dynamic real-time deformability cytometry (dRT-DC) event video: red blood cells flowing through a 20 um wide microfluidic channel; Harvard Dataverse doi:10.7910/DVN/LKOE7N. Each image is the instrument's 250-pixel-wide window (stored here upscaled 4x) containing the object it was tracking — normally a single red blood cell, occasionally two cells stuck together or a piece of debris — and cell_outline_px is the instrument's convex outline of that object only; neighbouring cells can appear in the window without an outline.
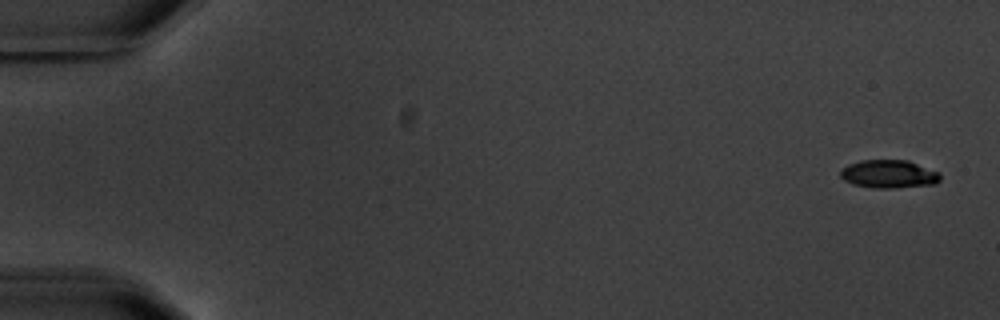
{"species": "common noctule bat (a hibernating species)", "species_latin": "Nyctalus noctula", "temperature_condition": "warm", "stored_images_in_passage": 9, "camera_frame_rate_fps": 3000, "um_per_image_px": 0.085, "animal": {"sex": "male", "body_mass_g": 20.1, "forearm_length_mm": 53.5}, "frame": {"image": 1, "passage_image": 1, "time_ms": 0.0, "image_size_px": [1000, 320], "cell_outline_px": [[940, 180], [936, 184], [892, 188], [876, 188], [852, 184], [844, 180], [840, 176], [840, 168], [848, 164], [860, 160], [908, 160], [940, 172]], "centroid_in_image_um": [75.54, 14.79], "position_along_channel_um": 9.5, "area_um2": 16.53}}
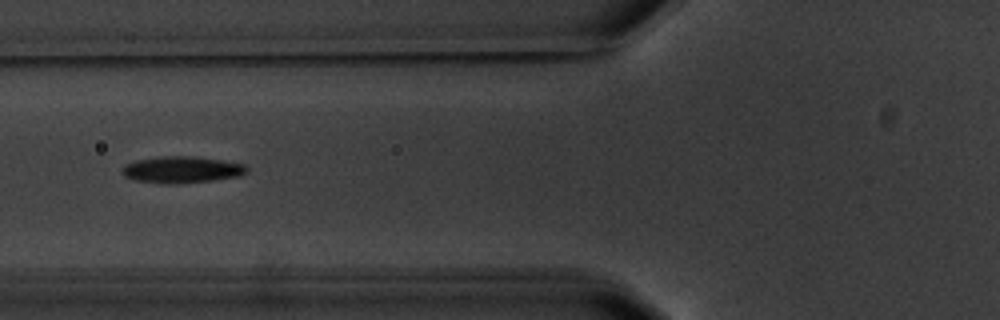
{"frame": {"image": 2, "passage_image": 6, "time_ms": 7.0, "image_size_px": [1000, 320], "cell_outline_px": [[248, 168], [240, 176], [212, 180], [168, 184], [164, 184], [136, 180], [124, 176], [120, 172], [124, 164], [136, 160], [164, 156], [196, 156], [244, 164]], "centroid_in_image_um": [15.4, 14.41], "position_along_channel_um": 110.4, "area_um2": 19.19}}